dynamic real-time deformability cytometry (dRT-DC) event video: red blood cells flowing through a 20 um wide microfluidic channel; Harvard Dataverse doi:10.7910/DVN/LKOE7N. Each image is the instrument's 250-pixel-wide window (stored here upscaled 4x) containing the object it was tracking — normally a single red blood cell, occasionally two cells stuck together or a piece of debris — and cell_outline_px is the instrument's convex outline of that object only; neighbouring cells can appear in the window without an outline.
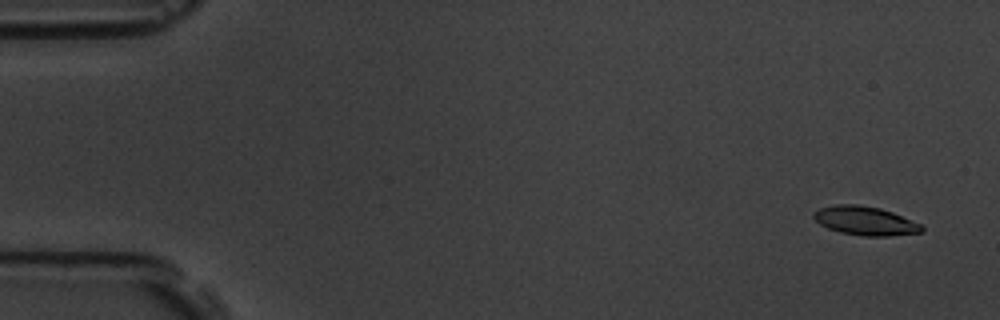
{"species": "common noctule bat (a hibernating species)", "species_latin": "Nyctalus noctula", "temperature_condition": "room temperature", "stored_images_in_passage": 5, "camera_frame_rate_fps": 3000, "um_per_image_px": 0.085, "animal": {"sex": "male", "body_mass_g": 19.5, "forearm_length_mm": 54.6}, "frame": {"image": 1, "passage_image": 1, "time_ms": 0.0, "image_size_px": [1000, 320], "cell_outline_px": [[924, 232], [888, 236], [864, 236], [840, 232], [828, 228], [820, 224], [812, 216], [812, 212], [820, 208], [836, 204], [856, 204], [880, 208], [892, 212], [920, 224], [924, 228]], "centroid_in_image_um": [73.52, 18.77], "position_along_channel_um": 11.5, "area_um2": 18.09}}
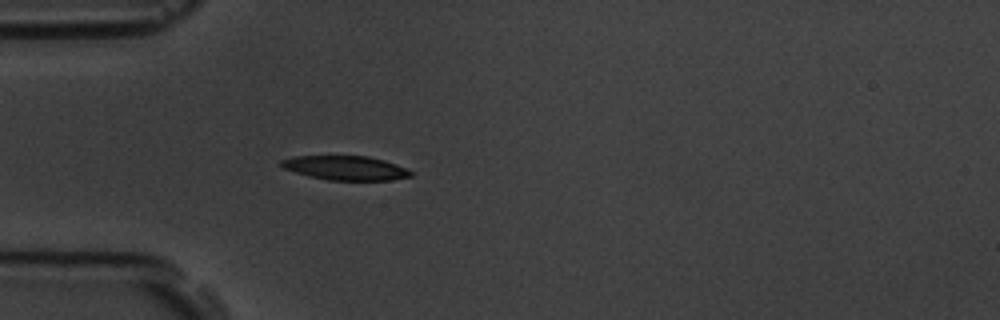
{"frame": {"image": 2, "passage_image": 5, "time_ms": 4.667, "image_size_px": [1000, 320], "cell_outline_px": [[412, 176], [392, 180], [328, 180], [308, 176], [284, 168], [280, 164], [280, 160], [292, 156], [368, 156], [384, 160], [396, 164], [412, 172]], "centroid_in_image_um": [29.36, 14.27], "position_along_channel_um": 55.6, "area_um2": 18.21}}